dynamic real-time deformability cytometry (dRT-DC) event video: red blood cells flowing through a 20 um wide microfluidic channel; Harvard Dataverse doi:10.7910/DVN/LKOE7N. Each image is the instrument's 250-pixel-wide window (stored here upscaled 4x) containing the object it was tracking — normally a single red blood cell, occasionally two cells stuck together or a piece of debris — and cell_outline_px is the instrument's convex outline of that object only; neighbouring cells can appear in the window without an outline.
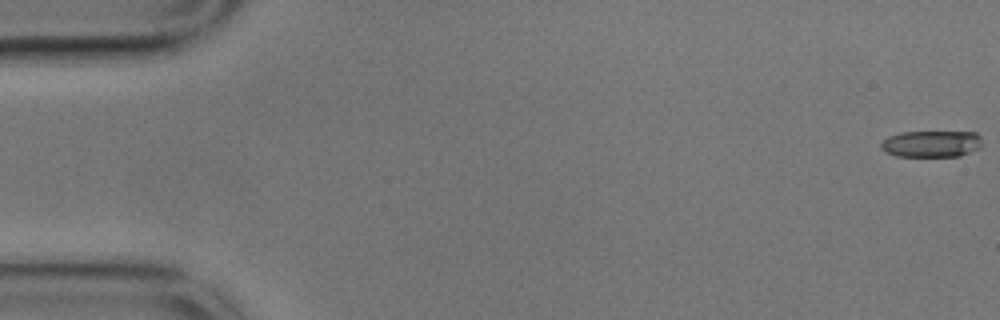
{"species": "common noctule bat (a hibernating species)", "species_latin": "Nyctalus noctula", "temperature_condition": "cold", "stored_images_in_passage": 6, "camera_frame_rate_fps": 3000, "um_per_image_px": 0.085, "animal": {"sex": "male", "body_mass_g": 17.9}, "frame": {"image": 1, "passage_image": 1, "time_ms": 0.0, "image_size_px": [1000, 320], "cell_outline_px": [[980, 148], [960, 156], [896, 156], [884, 152], [880, 148], [880, 144], [888, 136], [900, 132], [976, 132], [980, 136]], "centroid_in_image_um": [79.14, 12.23], "position_along_channel_um": 5.9, "area_um2": 15.72}}